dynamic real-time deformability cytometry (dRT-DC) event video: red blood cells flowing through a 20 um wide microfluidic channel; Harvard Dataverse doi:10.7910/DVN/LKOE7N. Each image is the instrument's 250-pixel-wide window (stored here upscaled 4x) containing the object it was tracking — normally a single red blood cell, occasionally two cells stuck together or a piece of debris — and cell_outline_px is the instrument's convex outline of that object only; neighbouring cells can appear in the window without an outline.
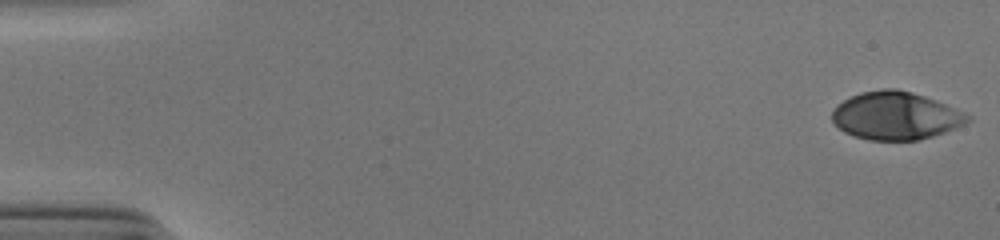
{"species": "human", "species_latin": "Homo sapiens", "temperature_condition": "cold", "stored_images_in_passage": 41, "camera_frame_rate_fps": 3000, "um_per_image_px": 0.085, "donor": {"sex": "male"}, "frame": {"image": 1, "passage_image": 1, "time_ms": 0.0, "image_size_px": [1000, 240], "cell_outline_px": [[972, 120], [956, 128], [932, 136], [916, 140], [868, 140], [852, 136], [844, 132], [832, 120], [832, 112], [836, 104], [860, 92], [884, 88], [896, 88], [912, 92], [936, 100], [964, 112], [972, 116]], "centroid_in_image_um": [76.13, 9.83], "position_along_channel_um": 8.9, "area_um2": 37.92}}
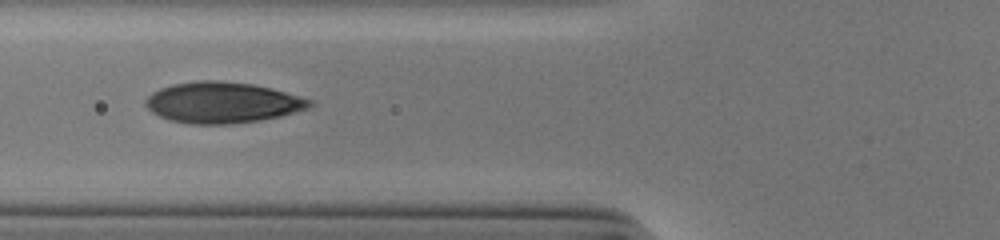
{"frame": {"image": 2, "passage_image": 21, "time_ms": 6.667, "image_size_px": [1000, 240], "cell_outline_px": [[316, 104], [308, 108], [280, 116], [260, 120], [232, 124], [192, 124], [168, 120], [152, 112], [144, 104], [144, 100], [152, 92], [160, 88], [172, 84], [196, 80], [220, 80], [252, 84], [272, 88], [312, 100]], "centroid_in_image_um": [18.89, 8.71], "position_along_channel_um": 106.9, "area_um2": 39.36}}
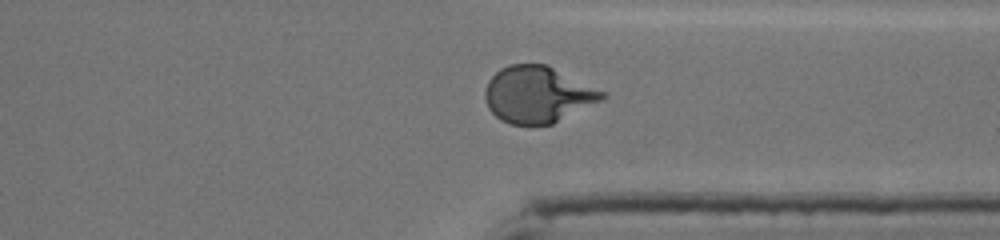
{"frame": {"image": 3, "passage_image": 41, "time_ms": 13.333, "image_size_px": [1000, 240], "cell_outline_px": [[608, 96], [604, 100], [552, 124], [508, 124], [500, 120], [488, 108], [484, 96], [484, 92], [488, 80], [500, 68], [508, 64], [548, 64], [604, 92]], "centroid_in_image_um": [45.7, 8.03], "position_along_channel_um": 365.7, "area_um2": 38.73}, "authors_computed_cell_mechanics": {"area_um2": 37.9168, "velocity_mm_per_s": 3.8803, "shape_relaxation_time_tau1_ms": 5.1521, "shape_relaxation_time_tau2_ms": null, "deformation_change_tau1": 0.2271, "deformation_change_tau2": null}}